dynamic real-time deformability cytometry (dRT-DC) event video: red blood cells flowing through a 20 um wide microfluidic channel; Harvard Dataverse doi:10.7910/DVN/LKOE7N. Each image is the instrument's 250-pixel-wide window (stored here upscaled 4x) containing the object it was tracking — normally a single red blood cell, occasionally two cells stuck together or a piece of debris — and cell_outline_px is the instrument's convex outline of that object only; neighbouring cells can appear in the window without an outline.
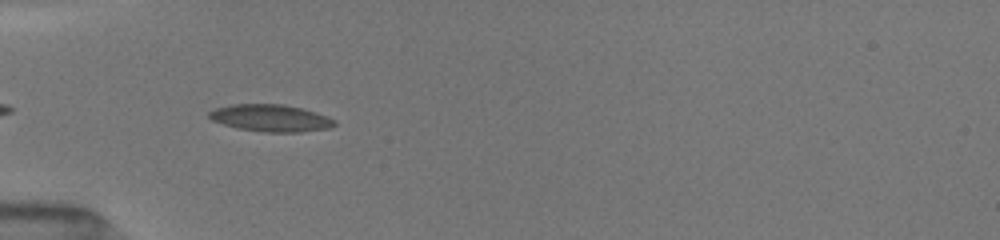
{"species": "common noctule bat (a hibernating species)", "species_latin": "Nyctalus noctula", "temperature_condition": "room temperature", "stored_images_in_passage": 15, "camera_frame_rate_fps": 3000, "um_per_image_px": 0.085, "animal": {"sex": "female", "body_mass_g": 19.5, "forearm_length_mm": 54.1}, "frame": {"image": 1, "passage_image": 14, "time_ms": 5.667, "image_size_px": [1000, 240], "cell_outline_px": [[336, 124], [332, 128], [300, 132], [264, 132], [236, 128], [212, 120], [208, 116], [208, 112], [216, 108], [232, 104], [284, 104], [316, 112], [328, 116], [336, 120]], "centroid_in_image_um": [23.04, 10.04], "position_along_channel_um": 62.0, "area_um2": 19.88}}